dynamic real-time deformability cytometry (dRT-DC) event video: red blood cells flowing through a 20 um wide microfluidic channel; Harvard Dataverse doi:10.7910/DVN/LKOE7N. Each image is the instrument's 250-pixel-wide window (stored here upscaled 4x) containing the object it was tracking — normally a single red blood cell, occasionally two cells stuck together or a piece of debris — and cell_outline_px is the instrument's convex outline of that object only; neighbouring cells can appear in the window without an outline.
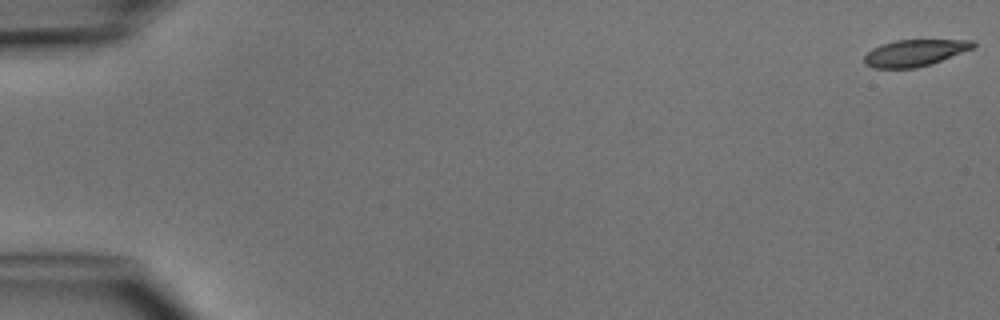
{"species": "common noctule bat (a hibernating species)", "species_latin": "Nyctalus noctula", "temperature_condition": "cold", "stored_images_in_passage": 5, "camera_frame_rate_fps": 3000, "um_per_image_px": 0.085, "animal": {"sex": "male", "body_mass_g": 15.6}, "frame": {"image": 1, "passage_image": 1, "time_ms": 0.0, "image_size_px": [1000, 320], "cell_outline_px": [[976, 44], [972, 48], [932, 64], [916, 68], [872, 68], [864, 64], [864, 56], [872, 48], [880, 44], [896, 40], [972, 40]], "centroid_in_image_um": [77.7, 4.5], "position_along_channel_um": 7.3, "area_um2": 16.88}}
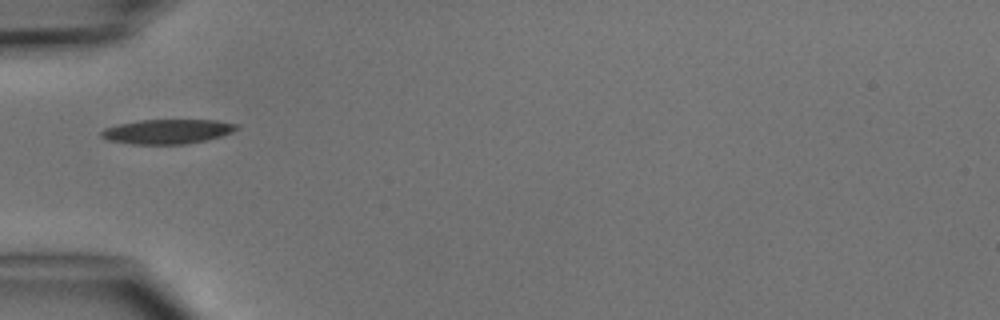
{"frame": {"image": 2, "passage_image": 5, "time_ms": 5.333, "image_size_px": [1000, 320], "cell_outline_px": [[240, 128], [232, 132], [220, 136], [204, 140], [184, 144], [132, 144], [108, 140], [100, 136], [100, 132], [104, 128], [120, 124], [140, 120], [216, 120], [240, 124]], "centroid_in_image_um": [14.24, 11.17], "position_along_channel_um": 70.8, "area_um2": 19.31}}